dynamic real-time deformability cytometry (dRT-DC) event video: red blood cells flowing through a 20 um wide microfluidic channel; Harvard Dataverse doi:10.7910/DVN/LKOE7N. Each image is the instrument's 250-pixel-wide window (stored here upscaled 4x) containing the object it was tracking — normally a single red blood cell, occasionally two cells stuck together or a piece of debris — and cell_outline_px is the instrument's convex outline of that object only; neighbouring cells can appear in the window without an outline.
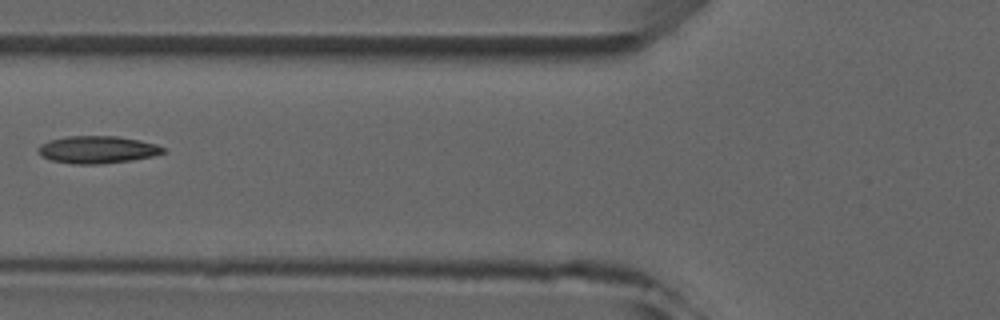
{"species": "common noctule bat (a hibernating species)", "species_latin": "Nyctalus noctula", "temperature_condition": "room temperature", "stored_images_in_passage": 6, "camera_frame_rate_fps": 3000, "um_per_image_px": 0.085, "animal": {"sex": "male", "forearm_length_mm": 52.5}, "frame": {"image": 1, "passage_image": 5, "time_ms": 4.667, "image_size_px": [1000, 320], "cell_outline_px": [[168, 152], [152, 156], [132, 160], [100, 164], [72, 164], [52, 160], [40, 156], [36, 148], [40, 144], [48, 140], [68, 136], [116, 136], [140, 140], [156, 144], [168, 148]], "centroid_in_image_um": [8.29, 12.72], "position_along_channel_um": 117.5, "area_um2": 20.23}}
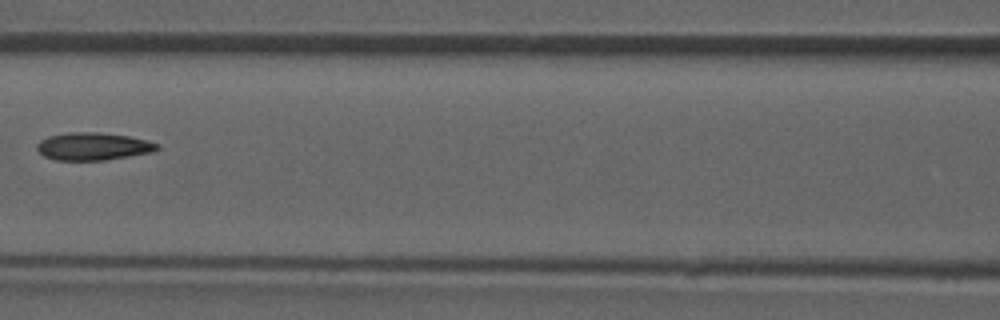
{"frame": {"image": 2, "passage_image": 6, "time_ms": 5.667, "image_size_px": [1000, 320], "cell_outline_px": [[160, 148], [152, 152], [104, 160], [56, 160], [44, 156], [36, 148], [36, 144], [40, 140], [48, 136], [68, 132], [96, 132], [128, 136], [148, 140], [160, 144]], "centroid_in_image_um": [7.91, 12.43], "position_along_channel_um": 158.7, "area_um2": 19.36}}